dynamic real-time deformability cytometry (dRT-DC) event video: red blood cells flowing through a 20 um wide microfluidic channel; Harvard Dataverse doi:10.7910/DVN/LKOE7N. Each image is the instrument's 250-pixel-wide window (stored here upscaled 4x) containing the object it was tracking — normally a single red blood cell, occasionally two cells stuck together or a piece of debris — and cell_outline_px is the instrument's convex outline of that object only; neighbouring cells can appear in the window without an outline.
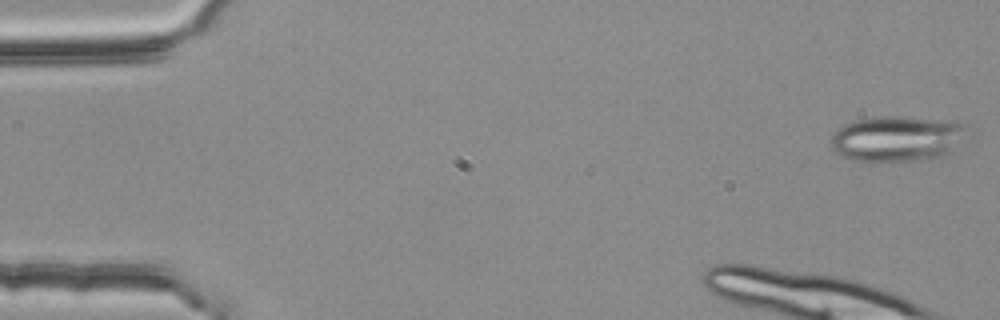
{"species": "common noctule bat (a hibernating species)", "species_latin": "Nyctalus noctula", "temperature_condition": "room temperature", "stored_images_in_passage": 13, "camera_frame_rate_fps": 3000, "um_per_image_px": 0.085, "animal": {"sex": "female", "body_mass_g": 25.1}, "frame": {"image": 1, "passage_image": 1, "time_ms": 0.0, "image_size_px": [1000, 320], "cell_outline_px": [[968, 124], [948, 152], [940, 156], [924, 160], [880, 164], [872, 164], [852, 160], [836, 152], [832, 148], [832, 136], [840, 128], [848, 124], [860, 120], [884, 116], [900, 116], [956, 120]], "centroid_in_image_um": [76.21, 11.82], "position_along_channel_um": 8.8, "area_um2": 36.18}}